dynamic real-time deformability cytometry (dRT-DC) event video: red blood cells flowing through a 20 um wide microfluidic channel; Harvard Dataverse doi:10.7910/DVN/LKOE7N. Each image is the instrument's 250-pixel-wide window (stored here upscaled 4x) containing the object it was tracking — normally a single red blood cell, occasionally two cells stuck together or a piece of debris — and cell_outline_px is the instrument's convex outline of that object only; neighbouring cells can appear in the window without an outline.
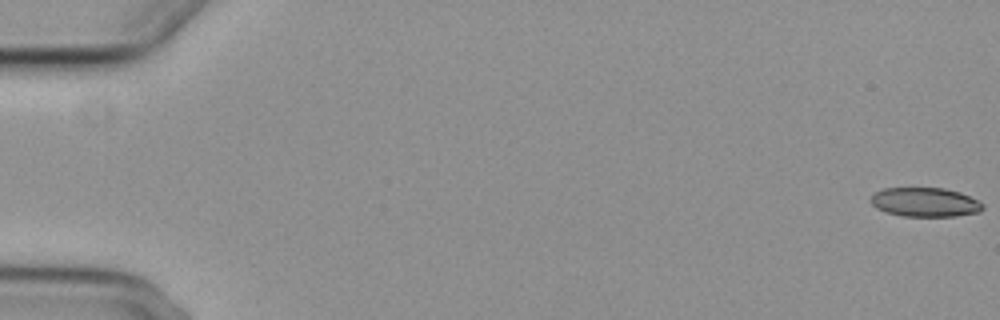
{"species": "common noctule bat (a hibernating species)", "species_latin": "Nyctalus noctula", "temperature_condition": "cold", "stored_images_in_passage": 6, "camera_frame_rate_fps": 3000, "um_per_image_px": 0.085, "animal": {"sex": "female", "body_mass_g": 29.2, "forearm_length_mm": 56.3}, "frame": {"image": 1, "passage_image": 1, "time_ms": 0.0, "image_size_px": [1000, 320], "cell_outline_px": [[984, 208], [980, 212], [956, 216], [904, 216], [884, 212], [876, 208], [868, 200], [872, 192], [884, 188], [944, 188], [960, 192], [984, 204]], "centroid_in_image_um": [78.58, 17.18], "position_along_channel_um": 6.4, "area_um2": 19.25}}
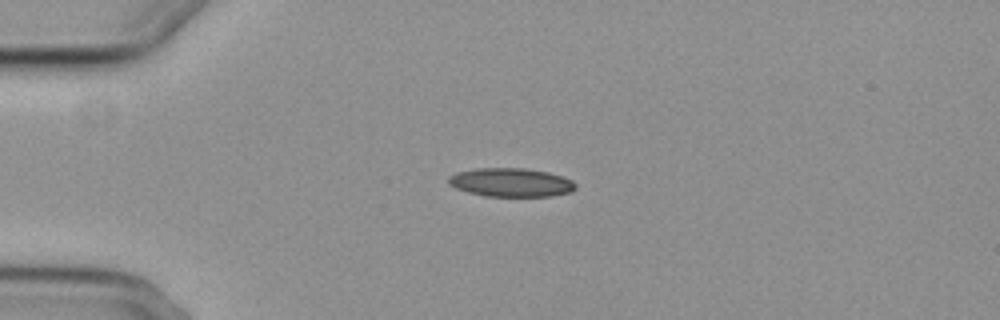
{"frame": {"image": 2, "passage_image": 5, "time_ms": 4.667, "image_size_px": [1000, 320], "cell_outline_px": [[576, 188], [572, 192], [552, 196], [484, 196], [468, 192], [456, 188], [448, 184], [448, 176], [456, 172], [476, 168], [524, 168], [548, 172], [572, 180], [576, 184]], "centroid_in_image_um": [43.42, 15.5], "position_along_channel_um": 41.6, "area_um2": 21.33}}